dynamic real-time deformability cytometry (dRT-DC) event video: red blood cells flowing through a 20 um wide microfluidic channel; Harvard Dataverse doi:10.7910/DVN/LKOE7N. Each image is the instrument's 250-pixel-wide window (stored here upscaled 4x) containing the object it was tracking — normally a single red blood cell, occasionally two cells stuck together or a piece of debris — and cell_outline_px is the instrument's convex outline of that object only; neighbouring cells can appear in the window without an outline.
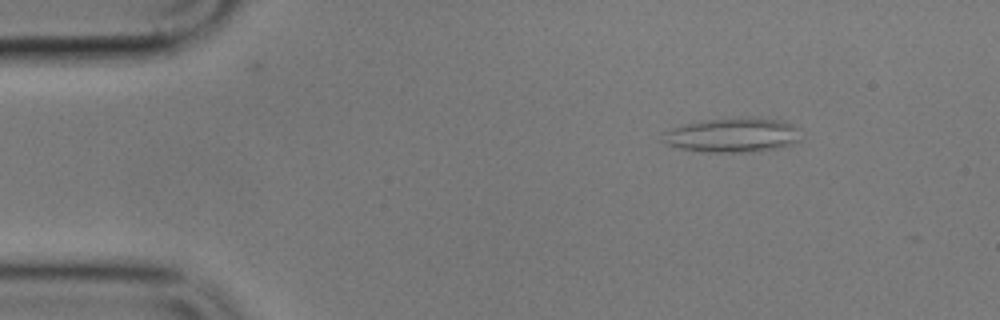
{"species": "common noctule bat (a hibernating species)", "species_latin": "Nyctalus noctula", "temperature_condition": "cold", "stored_images_in_passage": 10, "camera_frame_rate_fps": 3000, "um_per_image_px": 0.085, "animal": {"sex": "male", "body_mass_g": 17.9}, "frame": {"image": 1, "passage_image": 2, "time_ms": 1.333, "image_size_px": [1000, 320], "cell_outline_px": [[800, 140], [776, 148], [752, 152], [704, 152], [680, 148], [664, 144], [660, 140], [660, 136], [668, 128], [700, 120], [760, 116], [784, 120], [800, 128]], "centroid_in_image_um": [62.24, 11.46], "position_along_channel_um": 22.8, "area_um2": 28.44}}
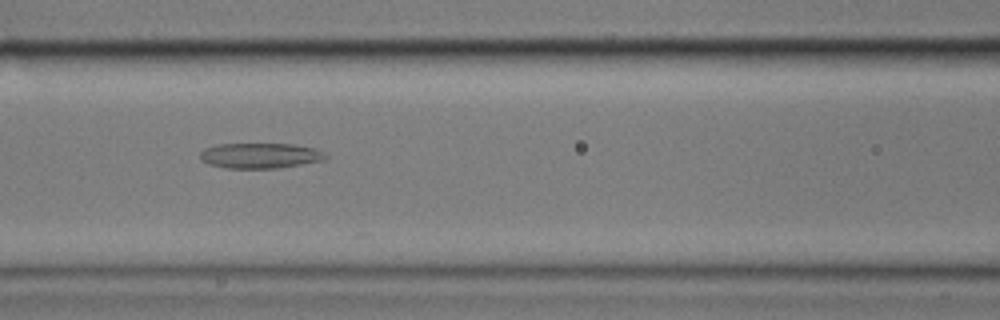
{"frame": {"image": 2, "passage_image": 7, "time_ms": 7.0, "image_size_px": [1000, 320], "cell_outline_px": [[328, 156], [324, 160], [280, 168], [224, 168], [208, 164], [200, 160], [200, 152], [204, 148], [216, 144], [292, 144], [316, 148], [324, 152]], "centroid_in_image_um": [22.1, 13.23], "position_along_channel_um": 144.5, "area_um2": 18.73}}